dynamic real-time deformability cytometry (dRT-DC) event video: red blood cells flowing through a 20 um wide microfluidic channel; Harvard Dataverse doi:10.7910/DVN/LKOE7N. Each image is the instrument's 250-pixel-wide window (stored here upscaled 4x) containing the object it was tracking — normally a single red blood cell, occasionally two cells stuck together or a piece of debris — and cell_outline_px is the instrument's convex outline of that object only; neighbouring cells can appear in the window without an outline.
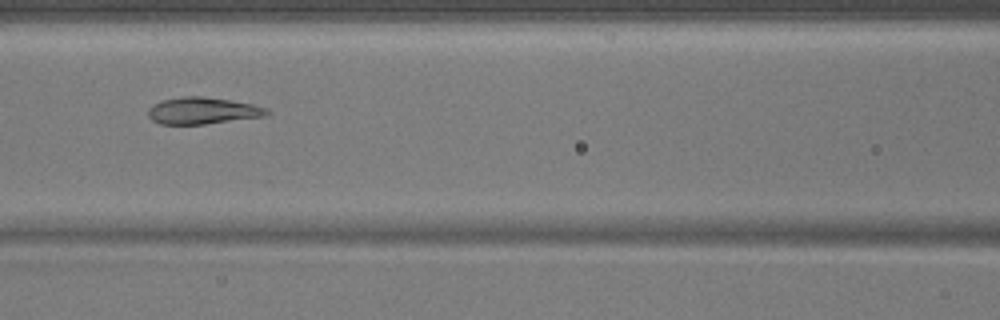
{"species": "common noctule bat (a hibernating species)", "species_latin": "Nyctalus noctula", "temperature_condition": "warm", "stored_images_in_passage": 33, "camera_frame_rate_fps": 3000, "um_per_image_px": 0.085, "animal": {"sex": "male", "body_mass_g": 17.9}, "frame": {"image": 1, "passage_image": 9, "time_ms": 2.667, "image_size_px": [1000, 320], "cell_outline_px": [[272, 112], [264, 116], [204, 124], [160, 124], [152, 120], [148, 116], [148, 108], [152, 104], [160, 100], [184, 96], [200, 96], [228, 100], [252, 104], [268, 108]], "centroid_in_image_um": [17.19, 9.41], "position_along_channel_um": 149.4, "area_um2": 18.5}}
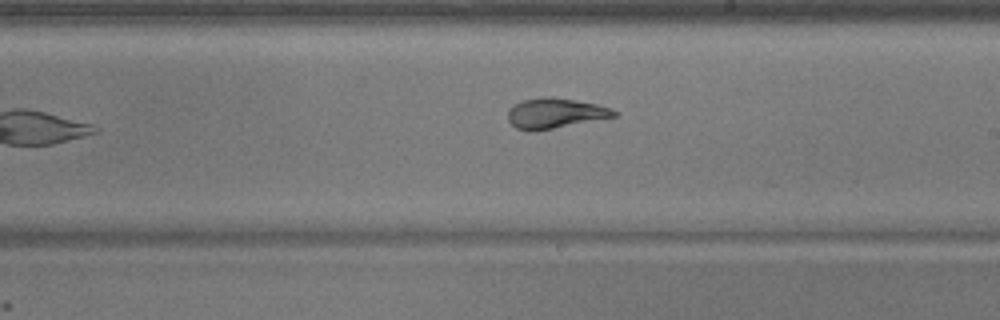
{"frame": {"image": 2, "passage_image": 16, "time_ms": 5.0, "image_size_px": [1000, 320], "cell_outline_px": [[620, 112], [616, 116], [552, 128], [516, 128], [508, 120], [508, 108], [512, 104], [524, 100], [540, 96], [552, 96], [576, 100], [596, 104]], "centroid_in_image_um": [47.18, 9.57], "position_along_channel_um": 241.8, "area_um2": 18.15}}
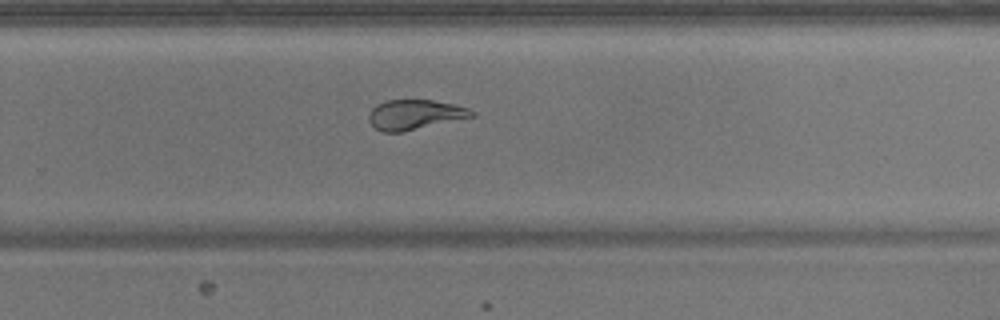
{"frame": {"image": 3, "passage_image": 20, "time_ms": 6.333, "image_size_px": [1000, 320], "cell_outline_px": [[476, 116], [400, 132], [380, 132], [368, 120], [368, 116], [372, 108], [376, 104], [388, 100], [432, 100], [456, 104], [468, 108], [476, 112]], "centroid_in_image_um": [35.28, 9.73], "position_along_channel_um": 294.5, "area_um2": 17.92}}